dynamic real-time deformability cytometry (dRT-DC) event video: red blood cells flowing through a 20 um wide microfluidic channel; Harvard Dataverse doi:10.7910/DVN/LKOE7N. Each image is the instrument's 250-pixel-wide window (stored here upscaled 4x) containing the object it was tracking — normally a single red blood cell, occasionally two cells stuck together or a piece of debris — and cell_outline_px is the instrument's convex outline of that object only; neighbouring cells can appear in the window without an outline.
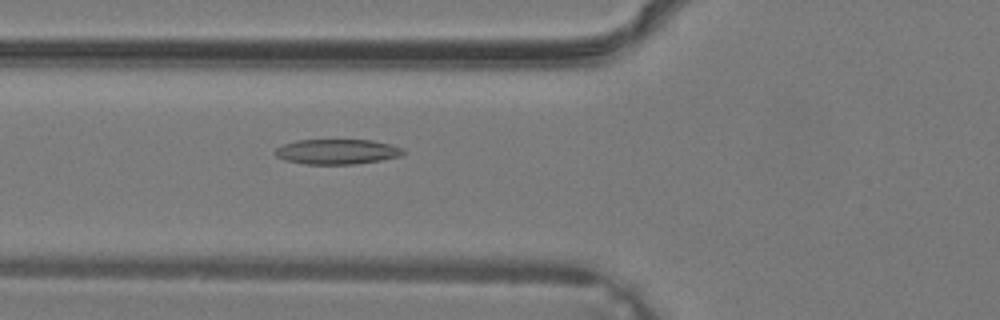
{"species": "common noctule bat (a hibernating species)", "species_latin": "Nyctalus noctula", "temperature_condition": "warm", "stored_images_in_passage": 38, "camera_frame_rate_fps": 3000, "um_per_image_px": 0.085, "animal": {"sex": "male", "body_mass_g": 19.2, "forearm_length_mm": 51.8}, "frame": {"image": 1, "passage_image": 15, "time_ms": 4.667, "image_size_px": [1000, 320], "cell_outline_px": [[404, 152], [400, 156], [380, 160], [352, 164], [304, 164], [284, 160], [276, 156], [272, 152], [276, 148], [284, 144], [296, 140], [372, 140], [404, 148]], "centroid_in_image_um": [28.6, 12.89], "position_along_channel_um": 97.2, "area_um2": 18.67}}
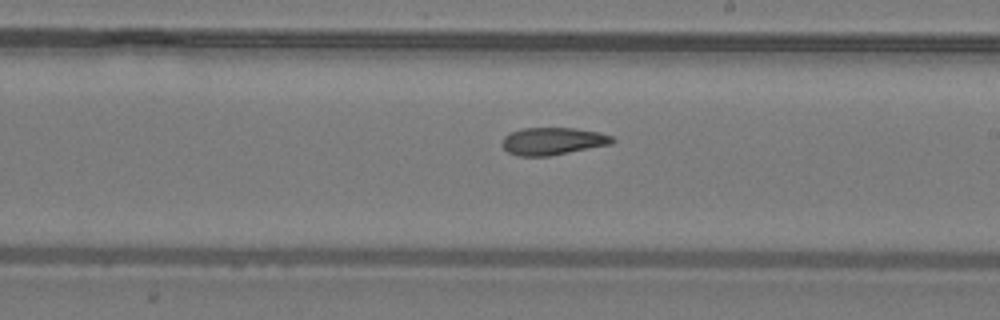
{"frame": {"image": 2, "passage_image": 23, "time_ms": 7.333, "image_size_px": [1000, 320], "cell_outline_px": [[616, 140], [612, 144], [548, 156], [520, 156], [508, 152], [500, 144], [504, 136], [508, 132], [520, 128], [576, 128], [600, 132], [612, 136]], "centroid_in_image_um": [46.97, 11.98], "position_along_channel_um": 242.0, "area_um2": 17.8}}
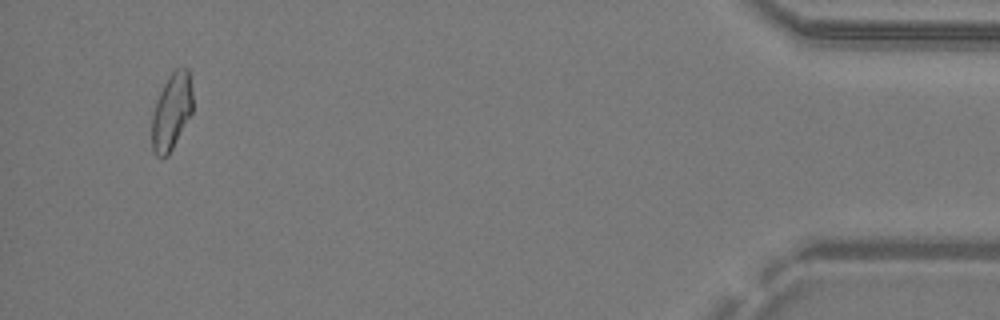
{"frame": {"image": 3, "passage_image": 37, "time_ms": 12.0, "image_size_px": [1000, 320], "cell_outline_px": [[192, 112], [168, 156], [156, 156], [152, 148], [152, 116], [156, 100], [168, 76], [176, 68], [188, 68], [192, 92]], "centroid_in_image_um": [14.58, 9.47], "position_along_channel_um": 420.6, "area_um2": 18.03}}